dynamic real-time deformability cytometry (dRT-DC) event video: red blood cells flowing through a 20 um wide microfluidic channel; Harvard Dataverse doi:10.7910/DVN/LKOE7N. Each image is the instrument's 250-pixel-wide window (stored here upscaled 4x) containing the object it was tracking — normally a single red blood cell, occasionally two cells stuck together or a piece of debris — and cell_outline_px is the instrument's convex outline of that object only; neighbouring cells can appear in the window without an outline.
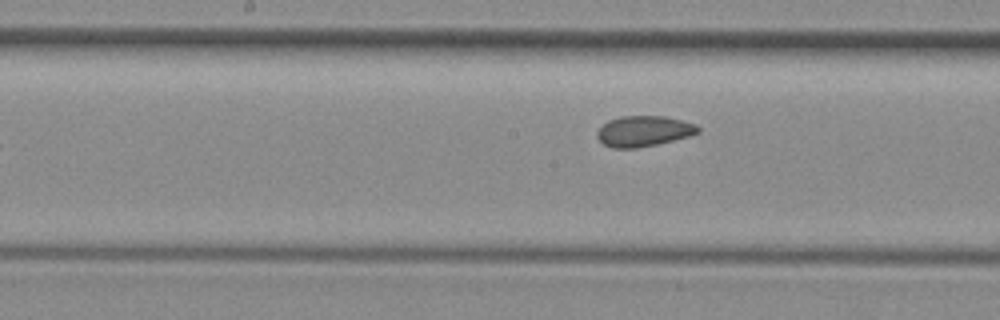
{"species": "common noctule bat (a hibernating species)", "species_latin": "Nyctalus noctula", "temperature_condition": "room temperature", "stored_images_in_passage": 7, "camera_frame_rate_fps": 3000, "um_per_image_px": 0.085, "animal": {"sex": "female", "body_mass_g": 29.2, "forearm_length_mm": 56.3}, "frame": {"image": 1, "passage_image": 7, "time_ms": 6.667, "image_size_px": [1000, 320], "cell_outline_px": [[700, 132], [688, 136], [656, 144], [636, 148], [612, 148], [604, 144], [596, 136], [596, 132], [608, 120], [620, 116], [664, 116], [696, 124], [700, 128]], "centroid_in_image_um": [54.7, 11.14], "position_along_channel_um": 193.5, "area_um2": 17.86}}